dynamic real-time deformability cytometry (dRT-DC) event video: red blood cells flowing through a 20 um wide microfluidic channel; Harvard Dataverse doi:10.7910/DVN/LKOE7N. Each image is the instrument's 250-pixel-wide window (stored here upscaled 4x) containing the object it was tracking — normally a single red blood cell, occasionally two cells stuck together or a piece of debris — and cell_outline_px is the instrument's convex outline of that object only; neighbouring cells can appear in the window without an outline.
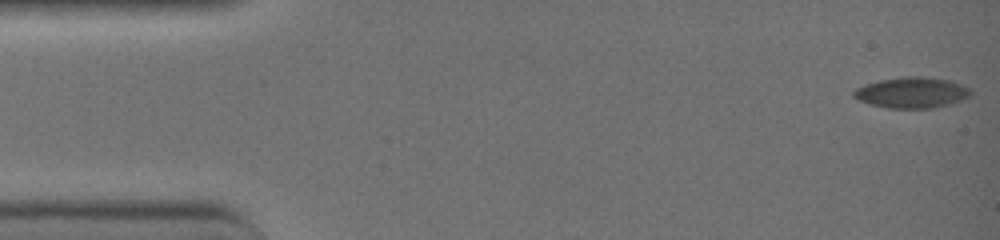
{"species": "common noctule bat (a hibernating species)", "species_latin": "Nyctalus noctula", "temperature_condition": "warm", "stored_images_in_passage": 43, "camera_frame_rate_fps": 3000, "um_per_image_px": 0.085, "animal": {"sex": "female", "body_mass_g": 19.0, "forearm_length_mm": 51.5}, "frame": {"image": 1, "passage_image": 1, "time_ms": 0.0, "image_size_px": [1000, 240], "cell_outline_px": [[972, 92], [968, 96], [960, 100], [948, 104], [932, 108], [888, 108], [868, 104], [852, 96], [852, 92], [856, 88], [864, 84], [880, 80], [900, 76], [924, 76], [948, 80], [972, 88]], "centroid_in_image_um": [77.47, 7.86], "position_along_channel_um": 7.5, "area_um2": 21.1}}
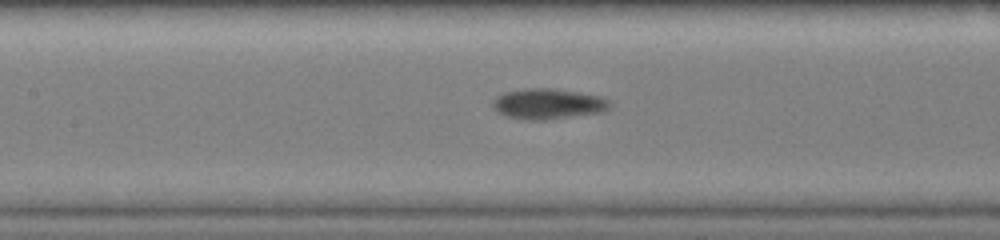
{"frame": {"image": 2, "passage_image": 20, "time_ms": 6.333, "image_size_px": [1000, 240], "cell_outline_px": [[612, 104], [604, 112], [544, 120], [524, 120], [504, 116], [496, 112], [492, 108], [492, 100], [496, 96], [504, 92], [524, 88], [552, 88], [580, 92], [600, 96], [608, 100]], "centroid_in_image_um": [46.54, 8.83], "position_along_channel_um": 160.9, "area_um2": 21.21}}
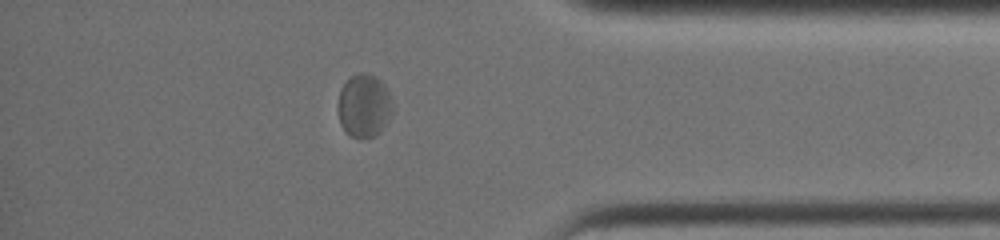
{"frame": {"image": 3, "passage_image": 37, "time_ms": 12.0, "image_size_px": [1000, 240], "cell_outline_px": [[392, 108], [388, 120], [380, 132], [372, 136], [360, 140], [352, 136], [340, 124], [340, 88], [352, 76], [360, 72], [368, 72], [376, 76], [384, 84], [388, 92], [392, 104]], "centroid_in_image_um": [30.97, 8.97], "position_along_channel_um": 404.2, "area_um2": 19.71}, "authors_computed_cell_mechanics": {"area_um2": 20.0566, "velocity_mm_per_s": 4.4716, "shape_relaxation_time_tau1_ms": 9.5391, "shape_relaxation_time_tau2_ms": null, "deformation_change_tau1": 0.2151, "deformation_change_tau2": null}}